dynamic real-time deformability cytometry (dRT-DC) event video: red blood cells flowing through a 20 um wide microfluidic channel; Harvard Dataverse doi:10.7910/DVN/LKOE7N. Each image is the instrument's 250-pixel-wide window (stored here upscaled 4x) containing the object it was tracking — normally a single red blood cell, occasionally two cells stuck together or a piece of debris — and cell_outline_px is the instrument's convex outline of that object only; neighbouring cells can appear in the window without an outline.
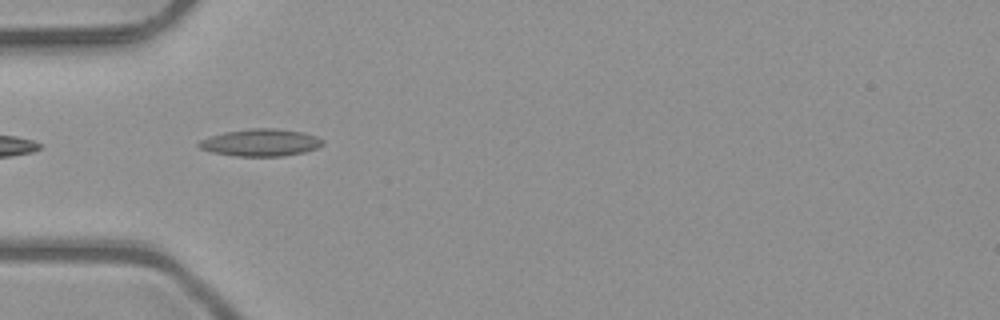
{"species": "common noctule bat (a hibernating species)", "species_latin": "Nyctalus noctula", "temperature_condition": "room temperature", "stored_images_in_passage": 4, "camera_frame_rate_fps": 3000, "um_per_image_px": 0.085, "animal": {"sex": "male", "body_mass_g": 23.1, "forearm_length_mm": 52.7}, "frame": {"image": 1, "passage_image": 1, "time_ms": 0.0, "image_size_px": [1000, 320], "cell_outline_px": [[324, 144], [316, 148], [304, 152], [284, 156], [236, 156], [212, 152], [200, 148], [196, 144], [200, 140], [208, 136], [224, 132], [252, 128], [276, 128], [304, 132], [316, 136], [324, 140]], "centroid_in_image_um": [22.15, 12.11], "position_along_channel_um": 62.8, "area_um2": 19.77}}
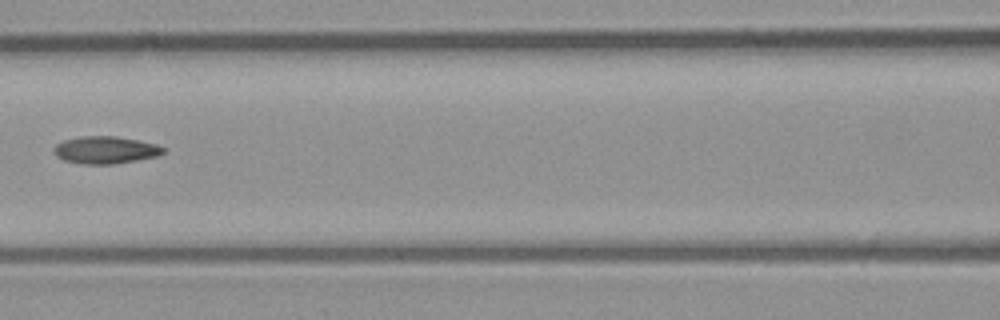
{"frame": {"image": 2, "passage_image": 3, "time_ms": 0.667, "image_size_px": [1000, 320], "cell_outline_px": [[164, 152], [156, 156], [136, 160], [112, 164], [84, 164], [64, 160], [56, 156], [52, 148], [56, 144], [64, 140], [84, 136], [116, 136], [156, 144], [164, 148]], "centroid_in_image_um": [8.92, 12.75], "position_along_channel_um": 157.7, "area_um2": 17.22}}
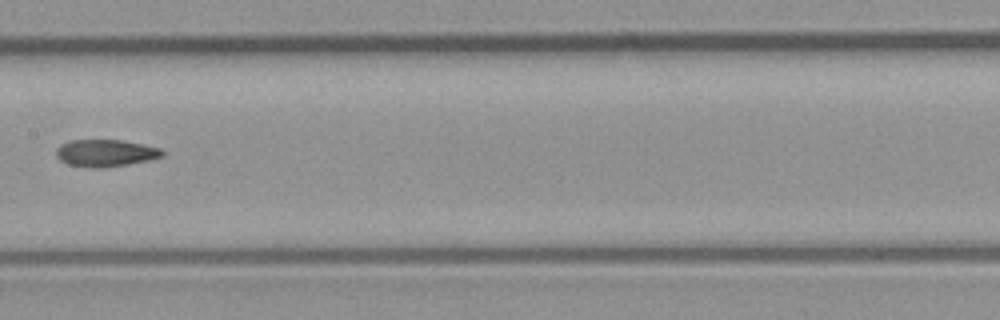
{"frame": {"image": 3, "passage_image": 4, "time_ms": 1.0, "image_size_px": [1000, 320], "cell_outline_px": [[164, 156], [152, 160], [104, 168], [92, 168], [68, 164], [60, 160], [56, 156], [56, 148], [60, 144], [72, 140], [120, 140], [160, 148], [164, 152]], "centroid_in_image_um": [8.97, 13.02], "position_along_channel_um": 198.4, "area_um2": 16.82}}